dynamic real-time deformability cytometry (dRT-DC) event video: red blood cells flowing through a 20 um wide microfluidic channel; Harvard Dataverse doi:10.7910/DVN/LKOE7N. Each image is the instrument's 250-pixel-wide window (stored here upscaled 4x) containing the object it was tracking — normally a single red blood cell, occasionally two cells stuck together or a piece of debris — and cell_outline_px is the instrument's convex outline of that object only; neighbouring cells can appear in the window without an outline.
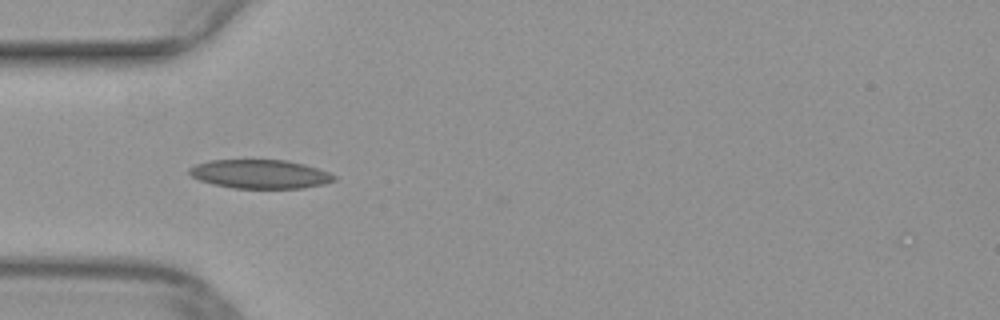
{"species": "common noctule bat (a hibernating species)", "species_latin": "Nyctalus noctula", "temperature_condition": "warm", "stored_images_in_passage": 35, "camera_frame_rate_fps": 3000, "um_per_image_px": 0.085, "animal": {"sex": "female", "body_mass_g": 29.2, "forearm_length_mm": 56.3}, "frame": {"image": 1, "passage_image": 1, "time_ms": 0.0, "image_size_px": [1000, 320], "cell_outline_px": [[336, 180], [324, 184], [304, 188], [232, 188], [212, 184], [200, 180], [192, 176], [188, 172], [188, 168], [196, 164], [208, 160], [288, 160], [304, 164], [328, 172], [336, 176]], "centroid_in_image_um": [22.1, 14.79], "position_along_channel_um": 62.9, "area_um2": 24.39}}
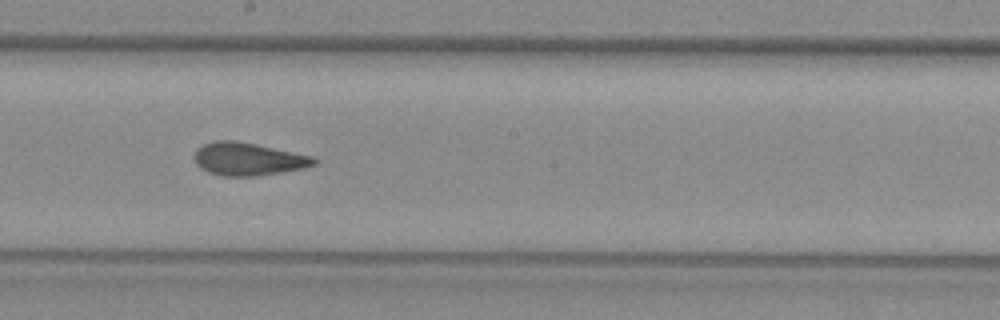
{"frame": {"image": 2, "passage_image": 13, "time_ms": 4.0, "image_size_px": [1000, 320], "cell_outline_px": [[320, 160], [316, 164], [304, 168], [256, 176], [224, 176], [208, 172], [200, 168], [196, 164], [192, 156], [196, 148], [204, 144], [216, 140], [232, 140], [256, 144], [316, 156]], "centroid_in_image_um": [21.1, 13.51], "position_along_channel_um": 227.1, "area_um2": 23.24}}
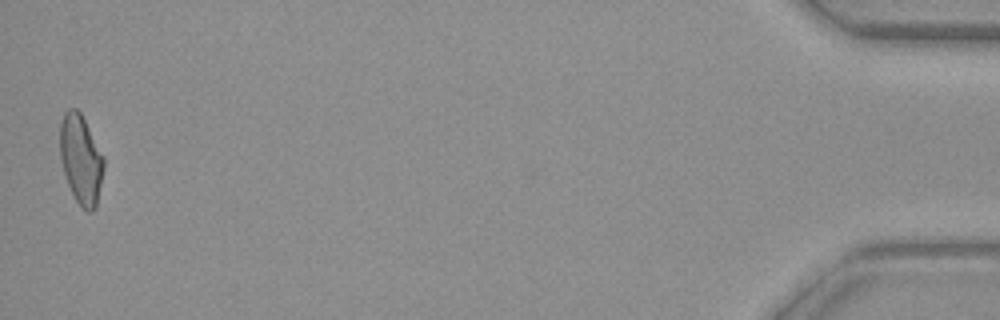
{"frame": {"image": 3, "passage_image": 35, "time_ms": 11.333, "image_size_px": [1000, 320], "cell_outline_px": [[104, 168], [96, 208], [92, 212], [88, 212], [76, 200], [68, 184], [60, 160], [60, 124], [64, 112], [68, 108], [76, 108], [80, 112], [104, 156]], "centroid_in_image_um": [6.88, 13.53], "position_along_channel_um": 428.3, "area_um2": 22.72}}